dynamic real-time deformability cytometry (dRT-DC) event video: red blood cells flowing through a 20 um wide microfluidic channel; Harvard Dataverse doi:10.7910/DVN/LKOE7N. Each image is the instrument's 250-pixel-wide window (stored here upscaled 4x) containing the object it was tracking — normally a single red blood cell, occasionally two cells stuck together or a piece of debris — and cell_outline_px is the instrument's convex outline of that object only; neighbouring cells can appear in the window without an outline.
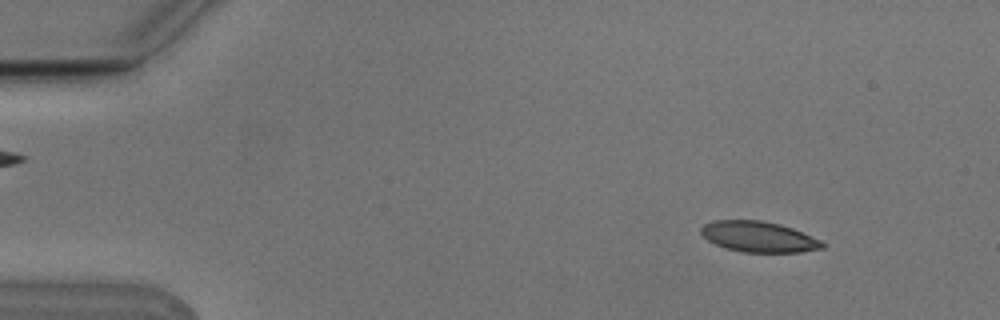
{"species": "Egyptian fruit bat (a non-hibernating species)", "species_latin": "Rousettus aegyptiacus", "temperature_condition": "cold", "stored_images_in_passage": 5, "camera_frame_rate_fps": 3000, "um_per_image_px": 0.085, "animal": {"sex": "male"}, "frame": {"image": 1, "passage_image": 1, "time_ms": 0.0, "image_size_px": [1000, 320], "cell_outline_px": [[824, 248], [800, 252], [740, 252], [716, 244], [708, 240], [700, 232], [700, 228], [704, 224], [712, 220], [760, 220], [780, 224], [792, 228], [820, 240], [824, 244]], "centroid_in_image_um": [64.47, 20.12], "position_along_channel_um": 20.5, "area_um2": 21.56}}
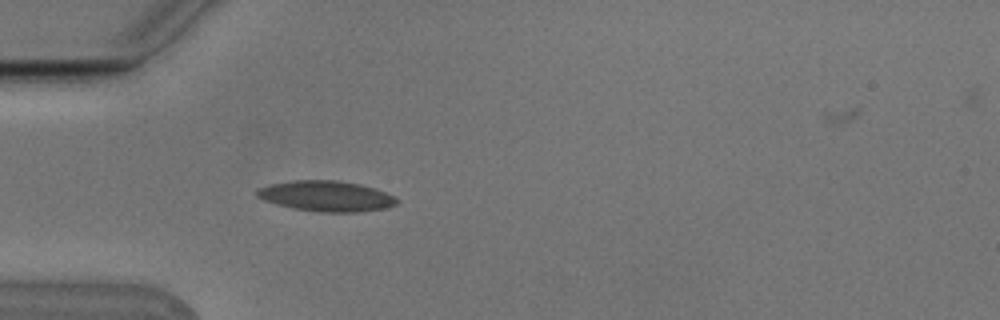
{"frame": {"image": 2, "passage_image": 4, "time_ms": 1.0, "image_size_px": [1000, 320], "cell_outline_px": [[400, 200], [396, 204], [384, 208], [360, 212], [320, 212], [296, 208], [276, 204], [264, 200], [256, 196], [256, 188], [268, 184], [292, 180], [336, 180], [360, 184], [396, 196]], "centroid_in_image_um": [27.71, 16.66], "position_along_channel_um": 57.3, "area_um2": 24.91}}